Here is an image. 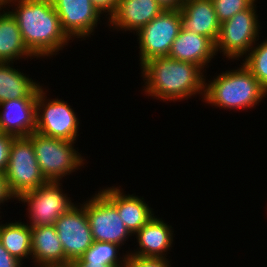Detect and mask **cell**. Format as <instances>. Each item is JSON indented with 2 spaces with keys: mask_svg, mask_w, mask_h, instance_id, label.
I'll return each instance as SVG.
<instances>
[{
  "mask_svg": "<svg viewBox=\"0 0 267 267\" xmlns=\"http://www.w3.org/2000/svg\"><path fill=\"white\" fill-rule=\"evenodd\" d=\"M17 20L27 49L38 57L56 56L70 39L63 31L52 0H5L4 8Z\"/></svg>",
  "mask_w": 267,
  "mask_h": 267,
  "instance_id": "obj_1",
  "label": "cell"
},
{
  "mask_svg": "<svg viewBox=\"0 0 267 267\" xmlns=\"http://www.w3.org/2000/svg\"><path fill=\"white\" fill-rule=\"evenodd\" d=\"M140 67L147 96L164 102L183 101L196 94L204 99L206 76L200 66L166 56L153 58Z\"/></svg>",
  "mask_w": 267,
  "mask_h": 267,
  "instance_id": "obj_2",
  "label": "cell"
},
{
  "mask_svg": "<svg viewBox=\"0 0 267 267\" xmlns=\"http://www.w3.org/2000/svg\"><path fill=\"white\" fill-rule=\"evenodd\" d=\"M239 68L225 71L205 82V103L230 110H245L256 107L266 98L267 90L243 63ZM264 97V98H263ZM217 106V107H216Z\"/></svg>",
  "mask_w": 267,
  "mask_h": 267,
  "instance_id": "obj_3",
  "label": "cell"
},
{
  "mask_svg": "<svg viewBox=\"0 0 267 267\" xmlns=\"http://www.w3.org/2000/svg\"><path fill=\"white\" fill-rule=\"evenodd\" d=\"M29 137L40 171L47 181H62L63 177L85 164L84 156L74 149L76 142L47 137L37 132Z\"/></svg>",
  "mask_w": 267,
  "mask_h": 267,
  "instance_id": "obj_4",
  "label": "cell"
},
{
  "mask_svg": "<svg viewBox=\"0 0 267 267\" xmlns=\"http://www.w3.org/2000/svg\"><path fill=\"white\" fill-rule=\"evenodd\" d=\"M255 3L221 24L215 43L216 54L220 51L228 60H239L256 44L261 28Z\"/></svg>",
  "mask_w": 267,
  "mask_h": 267,
  "instance_id": "obj_5",
  "label": "cell"
},
{
  "mask_svg": "<svg viewBox=\"0 0 267 267\" xmlns=\"http://www.w3.org/2000/svg\"><path fill=\"white\" fill-rule=\"evenodd\" d=\"M4 176L8 190L15 198L47 182L40 171L29 136L14 138Z\"/></svg>",
  "mask_w": 267,
  "mask_h": 267,
  "instance_id": "obj_6",
  "label": "cell"
},
{
  "mask_svg": "<svg viewBox=\"0 0 267 267\" xmlns=\"http://www.w3.org/2000/svg\"><path fill=\"white\" fill-rule=\"evenodd\" d=\"M40 88L36 101V132L56 139L77 141L79 119L67 101L47 99Z\"/></svg>",
  "mask_w": 267,
  "mask_h": 267,
  "instance_id": "obj_7",
  "label": "cell"
},
{
  "mask_svg": "<svg viewBox=\"0 0 267 267\" xmlns=\"http://www.w3.org/2000/svg\"><path fill=\"white\" fill-rule=\"evenodd\" d=\"M60 181H47L37 189L20 194L15 200L28 205L30 227L54 225L74 203L63 192Z\"/></svg>",
  "mask_w": 267,
  "mask_h": 267,
  "instance_id": "obj_8",
  "label": "cell"
},
{
  "mask_svg": "<svg viewBox=\"0 0 267 267\" xmlns=\"http://www.w3.org/2000/svg\"><path fill=\"white\" fill-rule=\"evenodd\" d=\"M181 28L180 10H164L141 28L136 33L139 41L140 65L153 58L168 56Z\"/></svg>",
  "mask_w": 267,
  "mask_h": 267,
  "instance_id": "obj_9",
  "label": "cell"
},
{
  "mask_svg": "<svg viewBox=\"0 0 267 267\" xmlns=\"http://www.w3.org/2000/svg\"><path fill=\"white\" fill-rule=\"evenodd\" d=\"M54 226L64 250L65 266L80 258L94 243L85 202L80 206L74 204Z\"/></svg>",
  "mask_w": 267,
  "mask_h": 267,
  "instance_id": "obj_10",
  "label": "cell"
},
{
  "mask_svg": "<svg viewBox=\"0 0 267 267\" xmlns=\"http://www.w3.org/2000/svg\"><path fill=\"white\" fill-rule=\"evenodd\" d=\"M94 241L123 246L133 236L120 218L116 207L100 192L85 202Z\"/></svg>",
  "mask_w": 267,
  "mask_h": 267,
  "instance_id": "obj_11",
  "label": "cell"
},
{
  "mask_svg": "<svg viewBox=\"0 0 267 267\" xmlns=\"http://www.w3.org/2000/svg\"><path fill=\"white\" fill-rule=\"evenodd\" d=\"M61 27L72 40L91 37L102 17L91 0H52Z\"/></svg>",
  "mask_w": 267,
  "mask_h": 267,
  "instance_id": "obj_12",
  "label": "cell"
},
{
  "mask_svg": "<svg viewBox=\"0 0 267 267\" xmlns=\"http://www.w3.org/2000/svg\"><path fill=\"white\" fill-rule=\"evenodd\" d=\"M37 97H22L0 103V131L14 137L36 132Z\"/></svg>",
  "mask_w": 267,
  "mask_h": 267,
  "instance_id": "obj_13",
  "label": "cell"
},
{
  "mask_svg": "<svg viewBox=\"0 0 267 267\" xmlns=\"http://www.w3.org/2000/svg\"><path fill=\"white\" fill-rule=\"evenodd\" d=\"M164 9L156 0H119L115 13L108 19L110 27L118 31L136 33Z\"/></svg>",
  "mask_w": 267,
  "mask_h": 267,
  "instance_id": "obj_14",
  "label": "cell"
},
{
  "mask_svg": "<svg viewBox=\"0 0 267 267\" xmlns=\"http://www.w3.org/2000/svg\"><path fill=\"white\" fill-rule=\"evenodd\" d=\"M120 187H106L100 192L116 207L126 228L134 236L154 216V211L143 197L127 195Z\"/></svg>",
  "mask_w": 267,
  "mask_h": 267,
  "instance_id": "obj_15",
  "label": "cell"
},
{
  "mask_svg": "<svg viewBox=\"0 0 267 267\" xmlns=\"http://www.w3.org/2000/svg\"><path fill=\"white\" fill-rule=\"evenodd\" d=\"M214 56L215 43L210 38L182 28L168 54L169 58L198 65L205 71Z\"/></svg>",
  "mask_w": 267,
  "mask_h": 267,
  "instance_id": "obj_16",
  "label": "cell"
},
{
  "mask_svg": "<svg viewBox=\"0 0 267 267\" xmlns=\"http://www.w3.org/2000/svg\"><path fill=\"white\" fill-rule=\"evenodd\" d=\"M162 218L153 216L136 234L137 249L128 255L137 257L166 258V254L173 244L171 225H167Z\"/></svg>",
  "mask_w": 267,
  "mask_h": 267,
  "instance_id": "obj_17",
  "label": "cell"
},
{
  "mask_svg": "<svg viewBox=\"0 0 267 267\" xmlns=\"http://www.w3.org/2000/svg\"><path fill=\"white\" fill-rule=\"evenodd\" d=\"M180 17L182 29L206 36L216 43L221 23L212 0H185Z\"/></svg>",
  "mask_w": 267,
  "mask_h": 267,
  "instance_id": "obj_18",
  "label": "cell"
},
{
  "mask_svg": "<svg viewBox=\"0 0 267 267\" xmlns=\"http://www.w3.org/2000/svg\"><path fill=\"white\" fill-rule=\"evenodd\" d=\"M35 267L65 266V254L54 225L31 227Z\"/></svg>",
  "mask_w": 267,
  "mask_h": 267,
  "instance_id": "obj_19",
  "label": "cell"
},
{
  "mask_svg": "<svg viewBox=\"0 0 267 267\" xmlns=\"http://www.w3.org/2000/svg\"><path fill=\"white\" fill-rule=\"evenodd\" d=\"M4 6L0 7L2 11ZM0 12V62H15L17 59L36 58L26 47L17 20L10 10Z\"/></svg>",
  "mask_w": 267,
  "mask_h": 267,
  "instance_id": "obj_20",
  "label": "cell"
},
{
  "mask_svg": "<svg viewBox=\"0 0 267 267\" xmlns=\"http://www.w3.org/2000/svg\"><path fill=\"white\" fill-rule=\"evenodd\" d=\"M14 62H0V103L22 97H37L42 85L13 67ZM11 65V66H10Z\"/></svg>",
  "mask_w": 267,
  "mask_h": 267,
  "instance_id": "obj_21",
  "label": "cell"
},
{
  "mask_svg": "<svg viewBox=\"0 0 267 267\" xmlns=\"http://www.w3.org/2000/svg\"><path fill=\"white\" fill-rule=\"evenodd\" d=\"M1 223V222H0ZM0 242L3 247L22 264L23 259L32 257L31 227L15 220L0 224Z\"/></svg>",
  "mask_w": 267,
  "mask_h": 267,
  "instance_id": "obj_22",
  "label": "cell"
},
{
  "mask_svg": "<svg viewBox=\"0 0 267 267\" xmlns=\"http://www.w3.org/2000/svg\"><path fill=\"white\" fill-rule=\"evenodd\" d=\"M120 248L119 245L114 243L94 241L93 245L80 257V259L86 264H101L102 266L125 265L128 253L121 257L118 252Z\"/></svg>",
  "mask_w": 267,
  "mask_h": 267,
  "instance_id": "obj_23",
  "label": "cell"
},
{
  "mask_svg": "<svg viewBox=\"0 0 267 267\" xmlns=\"http://www.w3.org/2000/svg\"><path fill=\"white\" fill-rule=\"evenodd\" d=\"M244 57L242 63L267 90V39L260 44L256 42Z\"/></svg>",
  "mask_w": 267,
  "mask_h": 267,
  "instance_id": "obj_24",
  "label": "cell"
},
{
  "mask_svg": "<svg viewBox=\"0 0 267 267\" xmlns=\"http://www.w3.org/2000/svg\"><path fill=\"white\" fill-rule=\"evenodd\" d=\"M219 22L232 18L235 14L248 9L257 0H212Z\"/></svg>",
  "mask_w": 267,
  "mask_h": 267,
  "instance_id": "obj_25",
  "label": "cell"
},
{
  "mask_svg": "<svg viewBox=\"0 0 267 267\" xmlns=\"http://www.w3.org/2000/svg\"><path fill=\"white\" fill-rule=\"evenodd\" d=\"M167 258L137 257L128 255L124 267H171Z\"/></svg>",
  "mask_w": 267,
  "mask_h": 267,
  "instance_id": "obj_26",
  "label": "cell"
},
{
  "mask_svg": "<svg viewBox=\"0 0 267 267\" xmlns=\"http://www.w3.org/2000/svg\"><path fill=\"white\" fill-rule=\"evenodd\" d=\"M14 136L0 132V172L4 173L8 166L10 147Z\"/></svg>",
  "mask_w": 267,
  "mask_h": 267,
  "instance_id": "obj_27",
  "label": "cell"
},
{
  "mask_svg": "<svg viewBox=\"0 0 267 267\" xmlns=\"http://www.w3.org/2000/svg\"><path fill=\"white\" fill-rule=\"evenodd\" d=\"M118 1L119 0H91L92 4L101 14H104L106 18L109 16L107 20L115 13ZM105 13L107 14L105 15Z\"/></svg>",
  "mask_w": 267,
  "mask_h": 267,
  "instance_id": "obj_28",
  "label": "cell"
},
{
  "mask_svg": "<svg viewBox=\"0 0 267 267\" xmlns=\"http://www.w3.org/2000/svg\"><path fill=\"white\" fill-rule=\"evenodd\" d=\"M0 267H23L22 263L13 257L0 242Z\"/></svg>",
  "mask_w": 267,
  "mask_h": 267,
  "instance_id": "obj_29",
  "label": "cell"
},
{
  "mask_svg": "<svg viewBox=\"0 0 267 267\" xmlns=\"http://www.w3.org/2000/svg\"><path fill=\"white\" fill-rule=\"evenodd\" d=\"M9 199H16L8 190V186L6 183V179L4 176V173L0 172V206L1 204H3L4 202H9ZM1 209V208H0ZM1 213V212H0Z\"/></svg>",
  "mask_w": 267,
  "mask_h": 267,
  "instance_id": "obj_30",
  "label": "cell"
},
{
  "mask_svg": "<svg viewBox=\"0 0 267 267\" xmlns=\"http://www.w3.org/2000/svg\"><path fill=\"white\" fill-rule=\"evenodd\" d=\"M164 10H180L185 0H156Z\"/></svg>",
  "mask_w": 267,
  "mask_h": 267,
  "instance_id": "obj_31",
  "label": "cell"
},
{
  "mask_svg": "<svg viewBox=\"0 0 267 267\" xmlns=\"http://www.w3.org/2000/svg\"><path fill=\"white\" fill-rule=\"evenodd\" d=\"M72 267H124V265H101V264H86L80 258L71 263Z\"/></svg>",
  "mask_w": 267,
  "mask_h": 267,
  "instance_id": "obj_32",
  "label": "cell"
},
{
  "mask_svg": "<svg viewBox=\"0 0 267 267\" xmlns=\"http://www.w3.org/2000/svg\"><path fill=\"white\" fill-rule=\"evenodd\" d=\"M55 267H72V265H68V266H55Z\"/></svg>",
  "mask_w": 267,
  "mask_h": 267,
  "instance_id": "obj_33",
  "label": "cell"
}]
</instances>
